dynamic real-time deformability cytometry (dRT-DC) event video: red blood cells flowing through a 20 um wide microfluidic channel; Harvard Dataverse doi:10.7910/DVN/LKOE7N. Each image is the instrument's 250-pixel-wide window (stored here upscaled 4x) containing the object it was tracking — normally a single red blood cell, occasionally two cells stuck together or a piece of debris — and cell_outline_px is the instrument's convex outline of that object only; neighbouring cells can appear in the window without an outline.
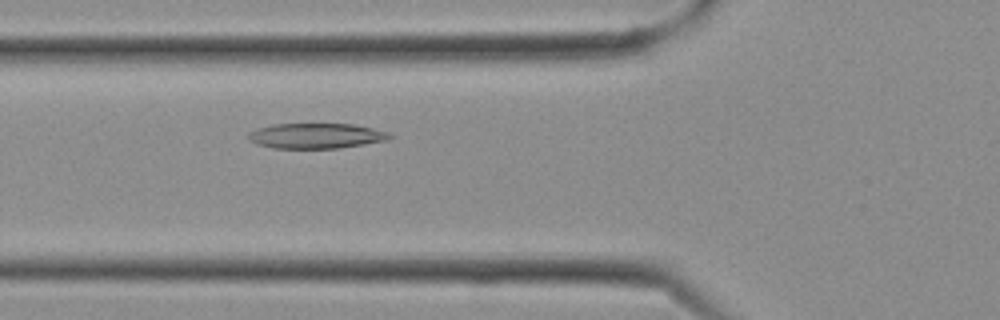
{"species": "Egyptian fruit bat (a non-hibernating species)", "species_latin": "Rousettus aegyptiacus", "temperature_condition": "cold", "stored_images_in_passage": 2, "camera_frame_rate_fps": 3000, "um_per_image_px": 0.085, "frame": {"image": 1, "passage_image": 2, "time_ms": 0.333, "image_size_px": [1000, 320], "cell_outline_px": [[396, 136], [388, 140], [340, 148], [272, 148], [256, 144], [248, 140], [248, 132], [272, 124], [352, 124], [372, 128], [388, 132]], "centroid_in_image_um": [26.88, 11.55], "position_along_channel_um": 98.9, "area_um2": 20.87}}